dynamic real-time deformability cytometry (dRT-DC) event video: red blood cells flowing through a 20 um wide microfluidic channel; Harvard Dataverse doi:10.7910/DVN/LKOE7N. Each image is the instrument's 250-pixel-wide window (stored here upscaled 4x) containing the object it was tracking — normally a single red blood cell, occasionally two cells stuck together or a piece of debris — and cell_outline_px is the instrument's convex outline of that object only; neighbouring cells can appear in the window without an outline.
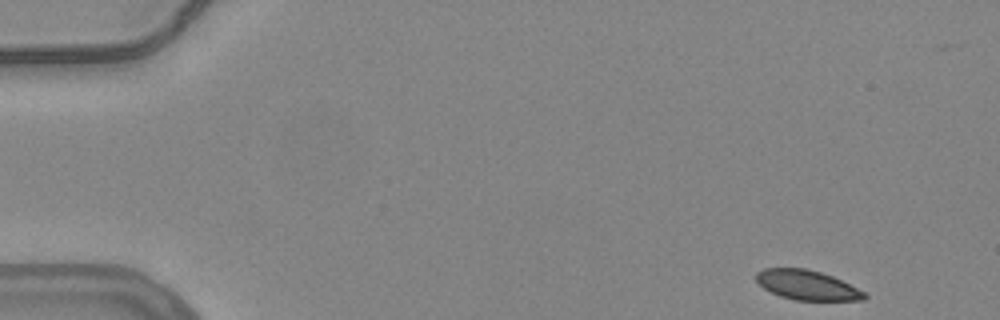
{"species": "common noctule bat (a hibernating species)", "species_latin": "Nyctalus noctula", "temperature_condition": "warm", "stored_images_in_passage": 52, "camera_frame_rate_fps": 3000, "um_per_image_px": 0.085, "animal": {"sex": "female", "body_mass_g": 24.6, "forearm_length_mm": 56.2}, "frame": {"image": 1, "passage_image": 1, "time_ms": 0.0, "image_size_px": [1000, 320], "cell_outline_px": [[868, 296], [864, 300], [796, 300], [780, 296], [764, 288], [756, 280], [756, 272], [764, 268], [804, 268], [820, 272], [832, 276], [864, 292]], "centroid_in_image_um": [68.58, 24.23], "position_along_channel_um": 16.4, "area_um2": 18.44}}
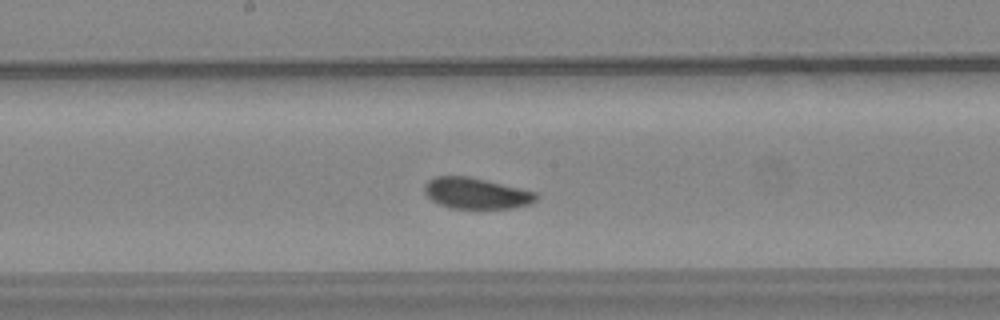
{"frame": {"image": 2, "passage_image": 26, "time_ms": 8.333, "image_size_px": [1000, 320], "cell_outline_px": [[540, 196], [536, 200], [528, 204], [516, 208], [448, 208], [432, 200], [424, 192], [424, 184], [428, 180], [436, 176], [468, 176], [520, 188], [536, 192]], "centroid_in_image_um": [40.47, 16.43], "position_along_channel_um": 207.7, "area_um2": 20.17}}
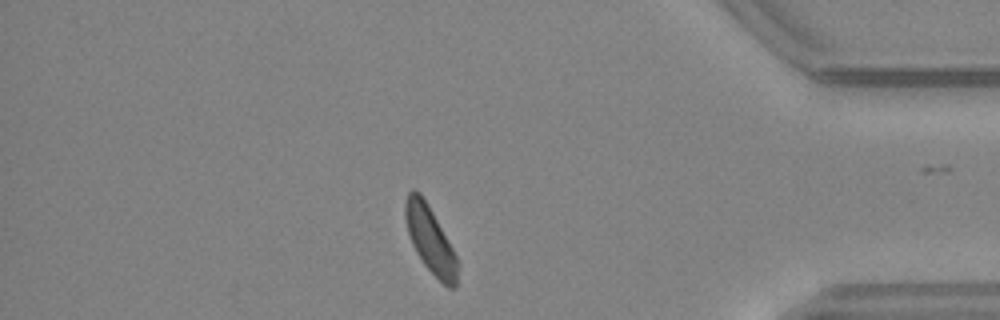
{"frame": {"image": 3, "passage_image": 44, "time_ms": 14.333, "image_size_px": [1000, 320], "cell_outline_px": [[456, 288], [448, 288], [424, 264], [416, 252], [412, 244], [408, 232], [404, 216], [404, 200], [408, 192], [412, 188], [420, 192], [428, 204], [452, 248], [456, 256]], "centroid_in_image_um": [36.51, 20.3], "position_along_channel_um": 398.7, "area_um2": 19.88}, "authors_computed_cell_mechanics": {"area_um2": 20.4034, "velocity_mm_per_s": 3.743, "shape_relaxation_time_tau1_ms": 3.7665, "shape_relaxation_time_tau2_ms": 5.3969, "deformation_change_tau1": 0.0755, "deformation_change_tau2": 0.0909}}